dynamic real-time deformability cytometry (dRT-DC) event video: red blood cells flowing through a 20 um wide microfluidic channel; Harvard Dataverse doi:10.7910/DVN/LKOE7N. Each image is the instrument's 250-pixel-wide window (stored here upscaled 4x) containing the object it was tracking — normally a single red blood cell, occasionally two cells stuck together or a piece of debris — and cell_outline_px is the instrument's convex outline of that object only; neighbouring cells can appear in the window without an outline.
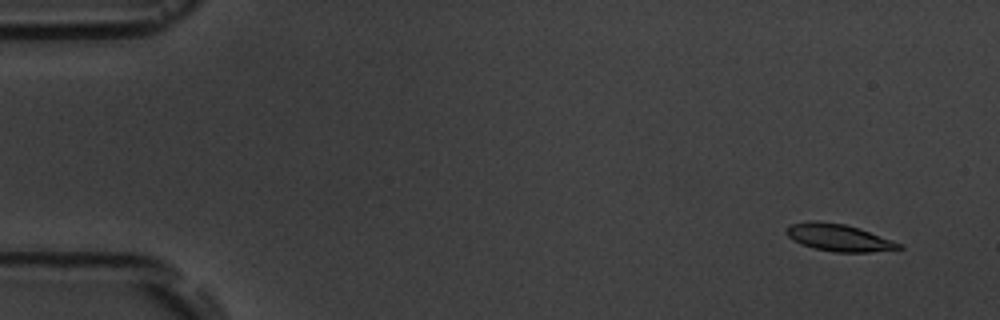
{"species": "common noctule bat (a hibernating species)", "species_latin": "Nyctalus noctula", "temperature_condition": "room temperature", "stored_images_in_passage": 5, "camera_frame_rate_fps": 3000, "um_per_image_px": 0.085, "animal": {"sex": "male", "body_mass_g": 19.5, "forearm_length_mm": 54.6}, "frame": {"image": 1, "passage_image": 1, "time_ms": 0.0, "image_size_px": [1000, 320], "cell_outline_px": [[904, 248], [868, 252], [836, 252], [812, 248], [800, 244], [792, 240], [784, 232], [788, 224], [808, 220], [816, 220], [844, 224], [860, 228], [904, 244]], "centroid_in_image_um": [71.26, 20.18], "position_along_channel_um": 13.7, "area_um2": 18.15}}